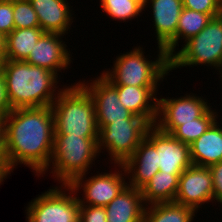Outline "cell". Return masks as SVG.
I'll return each mask as SVG.
<instances>
[{
    "label": "cell",
    "instance_id": "1",
    "mask_svg": "<svg viewBox=\"0 0 222 222\" xmlns=\"http://www.w3.org/2000/svg\"><path fill=\"white\" fill-rule=\"evenodd\" d=\"M54 131L50 106L13 109L4 118L3 159L8 171L23 164L43 177L53 154Z\"/></svg>",
    "mask_w": 222,
    "mask_h": 222
},
{
    "label": "cell",
    "instance_id": "2",
    "mask_svg": "<svg viewBox=\"0 0 222 222\" xmlns=\"http://www.w3.org/2000/svg\"><path fill=\"white\" fill-rule=\"evenodd\" d=\"M0 71L6 81L7 96L12 110L51 106L62 91L61 88L57 90V74L25 61L4 60Z\"/></svg>",
    "mask_w": 222,
    "mask_h": 222
},
{
    "label": "cell",
    "instance_id": "3",
    "mask_svg": "<svg viewBox=\"0 0 222 222\" xmlns=\"http://www.w3.org/2000/svg\"><path fill=\"white\" fill-rule=\"evenodd\" d=\"M50 107L54 117V134L98 138L94 101L79 82L63 86Z\"/></svg>",
    "mask_w": 222,
    "mask_h": 222
},
{
    "label": "cell",
    "instance_id": "4",
    "mask_svg": "<svg viewBox=\"0 0 222 222\" xmlns=\"http://www.w3.org/2000/svg\"><path fill=\"white\" fill-rule=\"evenodd\" d=\"M157 48L155 61L146 58L143 46L135 47L116 57L112 70H104L101 75L111 85L158 87L170 72V57L163 47Z\"/></svg>",
    "mask_w": 222,
    "mask_h": 222
},
{
    "label": "cell",
    "instance_id": "5",
    "mask_svg": "<svg viewBox=\"0 0 222 222\" xmlns=\"http://www.w3.org/2000/svg\"><path fill=\"white\" fill-rule=\"evenodd\" d=\"M98 138H84L54 134V148L50 161L52 176L62 185H70L77 177L88 174L97 156ZM52 163V164H51Z\"/></svg>",
    "mask_w": 222,
    "mask_h": 222
},
{
    "label": "cell",
    "instance_id": "6",
    "mask_svg": "<svg viewBox=\"0 0 222 222\" xmlns=\"http://www.w3.org/2000/svg\"><path fill=\"white\" fill-rule=\"evenodd\" d=\"M197 65L211 66L222 77V14L213 17L199 34L190 38L170 57V71ZM213 66V67H212Z\"/></svg>",
    "mask_w": 222,
    "mask_h": 222
},
{
    "label": "cell",
    "instance_id": "7",
    "mask_svg": "<svg viewBox=\"0 0 222 222\" xmlns=\"http://www.w3.org/2000/svg\"><path fill=\"white\" fill-rule=\"evenodd\" d=\"M149 127L143 118L136 115L98 127V151L101 153L105 149L111 157V164H124L135 152Z\"/></svg>",
    "mask_w": 222,
    "mask_h": 222
},
{
    "label": "cell",
    "instance_id": "8",
    "mask_svg": "<svg viewBox=\"0 0 222 222\" xmlns=\"http://www.w3.org/2000/svg\"><path fill=\"white\" fill-rule=\"evenodd\" d=\"M76 195L69 185L51 187L29 202L25 210L26 221L80 222V202Z\"/></svg>",
    "mask_w": 222,
    "mask_h": 222
},
{
    "label": "cell",
    "instance_id": "9",
    "mask_svg": "<svg viewBox=\"0 0 222 222\" xmlns=\"http://www.w3.org/2000/svg\"><path fill=\"white\" fill-rule=\"evenodd\" d=\"M117 166L119 170L115 169L113 173L101 172L88 179L85 178L86 174H83L69 185L76 193L82 188L84 196L82 198L78 196L80 205L105 207L128 185L125 181L127 174L123 164Z\"/></svg>",
    "mask_w": 222,
    "mask_h": 222
},
{
    "label": "cell",
    "instance_id": "10",
    "mask_svg": "<svg viewBox=\"0 0 222 222\" xmlns=\"http://www.w3.org/2000/svg\"><path fill=\"white\" fill-rule=\"evenodd\" d=\"M203 98L193 93L178 98H158L154 125L159 130L171 134L179 125L194 122V119L200 118L212 107Z\"/></svg>",
    "mask_w": 222,
    "mask_h": 222
},
{
    "label": "cell",
    "instance_id": "11",
    "mask_svg": "<svg viewBox=\"0 0 222 222\" xmlns=\"http://www.w3.org/2000/svg\"><path fill=\"white\" fill-rule=\"evenodd\" d=\"M79 81L88 91L95 104L98 127H105L112 121H123L135 115L119 101L117 90L100 74L95 80Z\"/></svg>",
    "mask_w": 222,
    "mask_h": 222
},
{
    "label": "cell",
    "instance_id": "12",
    "mask_svg": "<svg viewBox=\"0 0 222 222\" xmlns=\"http://www.w3.org/2000/svg\"><path fill=\"white\" fill-rule=\"evenodd\" d=\"M145 136L157 149V165L159 171L169 174H182L192 165L190 145L175 139L171 134L159 130L151 125Z\"/></svg>",
    "mask_w": 222,
    "mask_h": 222
},
{
    "label": "cell",
    "instance_id": "13",
    "mask_svg": "<svg viewBox=\"0 0 222 222\" xmlns=\"http://www.w3.org/2000/svg\"><path fill=\"white\" fill-rule=\"evenodd\" d=\"M175 203L197 212L205 203H214L212 174L208 167L191 165L179 177Z\"/></svg>",
    "mask_w": 222,
    "mask_h": 222
},
{
    "label": "cell",
    "instance_id": "14",
    "mask_svg": "<svg viewBox=\"0 0 222 222\" xmlns=\"http://www.w3.org/2000/svg\"><path fill=\"white\" fill-rule=\"evenodd\" d=\"M143 4L144 9L147 4L151 5L158 46L163 47L171 57L179 49H176V30L183 9L182 0H144Z\"/></svg>",
    "mask_w": 222,
    "mask_h": 222
},
{
    "label": "cell",
    "instance_id": "15",
    "mask_svg": "<svg viewBox=\"0 0 222 222\" xmlns=\"http://www.w3.org/2000/svg\"><path fill=\"white\" fill-rule=\"evenodd\" d=\"M62 38L64 35L60 33L45 32L34 45L25 62L43 67L59 75L58 72L68 69L73 59Z\"/></svg>",
    "mask_w": 222,
    "mask_h": 222
},
{
    "label": "cell",
    "instance_id": "16",
    "mask_svg": "<svg viewBox=\"0 0 222 222\" xmlns=\"http://www.w3.org/2000/svg\"><path fill=\"white\" fill-rule=\"evenodd\" d=\"M123 166L128 186L141 189L159 171L155 145L145 136Z\"/></svg>",
    "mask_w": 222,
    "mask_h": 222
},
{
    "label": "cell",
    "instance_id": "17",
    "mask_svg": "<svg viewBox=\"0 0 222 222\" xmlns=\"http://www.w3.org/2000/svg\"><path fill=\"white\" fill-rule=\"evenodd\" d=\"M112 86L117 90L119 101L124 107L143 118L150 126L155 124L158 105L156 93L159 87Z\"/></svg>",
    "mask_w": 222,
    "mask_h": 222
},
{
    "label": "cell",
    "instance_id": "18",
    "mask_svg": "<svg viewBox=\"0 0 222 222\" xmlns=\"http://www.w3.org/2000/svg\"><path fill=\"white\" fill-rule=\"evenodd\" d=\"M35 10L40 28L48 33L66 35L72 24V10L67 0H28Z\"/></svg>",
    "mask_w": 222,
    "mask_h": 222
},
{
    "label": "cell",
    "instance_id": "19",
    "mask_svg": "<svg viewBox=\"0 0 222 222\" xmlns=\"http://www.w3.org/2000/svg\"><path fill=\"white\" fill-rule=\"evenodd\" d=\"M145 207L141 190L127 185L105 206L107 222H142Z\"/></svg>",
    "mask_w": 222,
    "mask_h": 222
},
{
    "label": "cell",
    "instance_id": "20",
    "mask_svg": "<svg viewBox=\"0 0 222 222\" xmlns=\"http://www.w3.org/2000/svg\"><path fill=\"white\" fill-rule=\"evenodd\" d=\"M217 121L190 144L193 165L209 167L222 161V126Z\"/></svg>",
    "mask_w": 222,
    "mask_h": 222
},
{
    "label": "cell",
    "instance_id": "21",
    "mask_svg": "<svg viewBox=\"0 0 222 222\" xmlns=\"http://www.w3.org/2000/svg\"><path fill=\"white\" fill-rule=\"evenodd\" d=\"M181 174L158 171L140 190L144 204L174 202Z\"/></svg>",
    "mask_w": 222,
    "mask_h": 222
},
{
    "label": "cell",
    "instance_id": "22",
    "mask_svg": "<svg viewBox=\"0 0 222 222\" xmlns=\"http://www.w3.org/2000/svg\"><path fill=\"white\" fill-rule=\"evenodd\" d=\"M44 33L40 27L14 29L5 37V60L25 61Z\"/></svg>",
    "mask_w": 222,
    "mask_h": 222
},
{
    "label": "cell",
    "instance_id": "23",
    "mask_svg": "<svg viewBox=\"0 0 222 222\" xmlns=\"http://www.w3.org/2000/svg\"><path fill=\"white\" fill-rule=\"evenodd\" d=\"M197 211L175 202L154 203L147 205L142 222H193Z\"/></svg>",
    "mask_w": 222,
    "mask_h": 222
},
{
    "label": "cell",
    "instance_id": "24",
    "mask_svg": "<svg viewBox=\"0 0 222 222\" xmlns=\"http://www.w3.org/2000/svg\"><path fill=\"white\" fill-rule=\"evenodd\" d=\"M218 117V113L210 107L200 118L194 119V122L179 125L171 135L175 139L190 145L205 133L219 119Z\"/></svg>",
    "mask_w": 222,
    "mask_h": 222
},
{
    "label": "cell",
    "instance_id": "25",
    "mask_svg": "<svg viewBox=\"0 0 222 222\" xmlns=\"http://www.w3.org/2000/svg\"><path fill=\"white\" fill-rule=\"evenodd\" d=\"M212 17L209 14L189 10L183 7L176 30V47L179 40L184 42L196 36L204 29Z\"/></svg>",
    "mask_w": 222,
    "mask_h": 222
},
{
    "label": "cell",
    "instance_id": "26",
    "mask_svg": "<svg viewBox=\"0 0 222 222\" xmlns=\"http://www.w3.org/2000/svg\"><path fill=\"white\" fill-rule=\"evenodd\" d=\"M144 0H100L102 11L112 19L125 22L138 18L144 10Z\"/></svg>",
    "mask_w": 222,
    "mask_h": 222
},
{
    "label": "cell",
    "instance_id": "27",
    "mask_svg": "<svg viewBox=\"0 0 222 222\" xmlns=\"http://www.w3.org/2000/svg\"><path fill=\"white\" fill-rule=\"evenodd\" d=\"M15 29L40 27L37 14L28 0H13Z\"/></svg>",
    "mask_w": 222,
    "mask_h": 222
},
{
    "label": "cell",
    "instance_id": "28",
    "mask_svg": "<svg viewBox=\"0 0 222 222\" xmlns=\"http://www.w3.org/2000/svg\"><path fill=\"white\" fill-rule=\"evenodd\" d=\"M183 7L209 14L212 18L222 14V0H182Z\"/></svg>",
    "mask_w": 222,
    "mask_h": 222
},
{
    "label": "cell",
    "instance_id": "29",
    "mask_svg": "<svg viewBox=\"0 0 222 222\" xmlns=\"http://www.w3.org/2000/svg\"><path fill=\"white\" fill-rule=\"evenodd\" d=\"M14 29L13 0H0V34L6 37Z\"/></svg>",
    "mask_w": 222,
    "mask_h": 222
},
{
    "label": "cell",
    "instance_id": "30",
    "mask_svg": "<svg viewBox=\"0 0 222 222\" xmlns=\"http://www.w3.org/2000/svg\"><path fill=\"white\" fill-rule=\"evenodd\" d=\"M105 207L80 205V222H107Z\"/></svg>",
    "mask_w": 222,
    "mask_h": 222
},
{
    "label": "cell",
    "instance_id": "31",
    "mask_svg": "<svg viewBox=\"0 0 222 222\" xmlns=\"http://www.w3.org/2000/svg\"><path fill=\"white\" fill-rule=\"evenodd\" d=\"M212 174L213 197L215 204L218 202L222 206V161L208 167Z\"/></svg>",
    "mask_w": 222,
    "mask_h": 222
},
{
    "label": "cell",
    "instance_id": "32",
    "mask_svg": "<svg viewBox=\"0 0 222 222\" xmlns=\"http://www.w3.org/2000/svg\"><path fill=\"white\" fill-rule=\"evenodd\" d=\"M11 111L12 108L7 96L6 81L0 71V117L5 118Z\"/></svg>",
    "mask_w": 222,
    "mask_h": 222
},
{
    "label": "cell",
    "instance_id": "33",
    "mask_svg": "<svg viewBox=\"0 0 222 222\" xmlns=\"http://www.w3.org/2000/svg\"><path fill=\"white\" fill-rule=\"evenodd\" d=\"M0 152H4V118L0 117Z\"/></svg>",
    "mask_w": 222,
    "mask_h": 222
},
{
    "label": "cell",
    "instance_id": "34",
    "mask_svg": "<svg viewBox=\"0 0 222 222\" xmlns=\"http://www.w3.org/2000/svg\"><path fill=\"white\" fill-rule=\"evenodd\" d=\"M5 37L0 34V65L5 60Z\"/></svg>",
    "mask_w": 222,
    "mask_h": 222
},
{
    "label": "cell",
    "instance_id": "35",
    "mask_svg": "<svg viewBox=\"0 0 222 222\" xmlns=\"http://www.w3.org/2000/svg\"><path fill=\"white\" fill-rule=\"evenodd\" d=\"M3 156L4 152H0V174H11L6 167Z\"/></svg>",
    "mask_w": 222,
    "mask_h": 222
},
{
    "label": "cell",
    "instance_id": "36",
    "mask_svg": "<svg viewBox=\"0 0 222 222\" xmlns=\"http://www.w3.org/2000/svg\"><path fill=\"white\" fill-rule=\"evenodd\" d=\"M8 175H10V174H0V185L7 178Z\"/></svg>",
    "mask_w": 222,
    "mask_h": 222
}]
</instances>
